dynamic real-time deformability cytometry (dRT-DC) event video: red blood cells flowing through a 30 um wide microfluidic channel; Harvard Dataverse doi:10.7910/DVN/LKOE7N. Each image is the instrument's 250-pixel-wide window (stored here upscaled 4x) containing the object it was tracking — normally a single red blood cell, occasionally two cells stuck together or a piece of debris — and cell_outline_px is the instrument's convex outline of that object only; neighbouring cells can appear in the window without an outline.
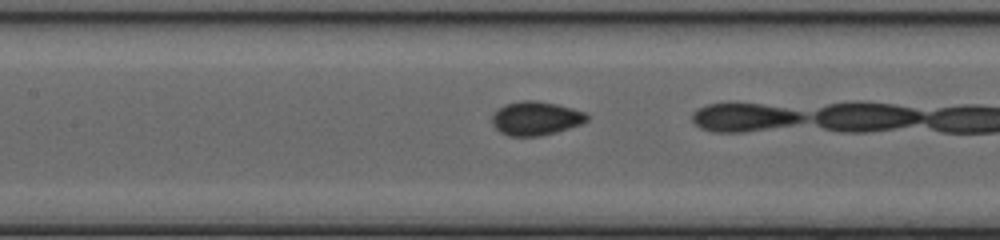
{"species": "common noctule bat (a hibernating species)", "species_latin": "Nyctalus noctula", "temperature_condition": "cold", "stored_images_in_passage": 24, "camera_frame_rate_fps": 3000, "um_per_image_px": 0.085, "animal": {"sex": "female", "body_mass_g": 20.0, "forearm_length_mm": 54.0}, "frame": {"image": 1, "passage_image": 23, "time_ms": 7.333, "image_size_px": [1000, 240], "cell_outline_px": [[588, 120], [580, 124], [556, 132], [540, 136], [508, 136], [500, 132], [492, 124], [492, 112], [504, 104], [520, 100], [536, 100], [556, 104], [572, 108], [584, 112], [588, 116]], "centroid_in_image_um": [45.49, 10.05], "position_along_channel_um": 161.9, "area_um2": 18.79}}